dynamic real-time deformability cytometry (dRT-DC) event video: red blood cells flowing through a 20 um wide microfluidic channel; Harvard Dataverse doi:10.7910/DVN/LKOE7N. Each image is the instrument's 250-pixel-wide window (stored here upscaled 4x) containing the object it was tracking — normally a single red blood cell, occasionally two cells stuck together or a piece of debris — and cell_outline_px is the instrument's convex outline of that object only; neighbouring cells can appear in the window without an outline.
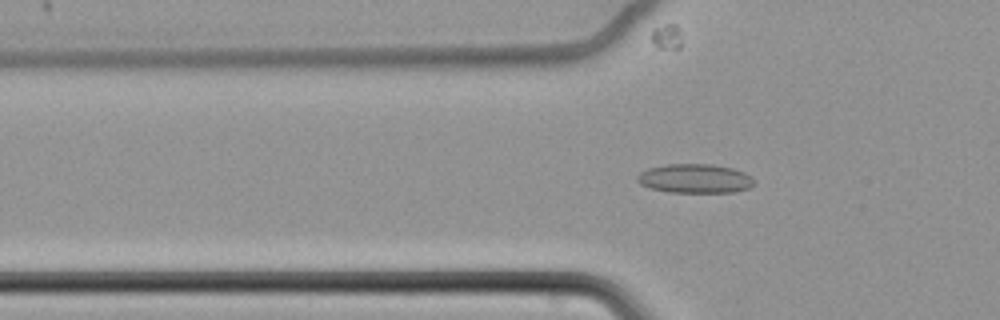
{"species": "common noctule bat (a hibernating species)", "species_latin": "Nyctalus noctula", "temperature_condition": "cold", "stored_images_in_passage": 64, "camera_frame_rate_fps": 3000, "um_per_image_px": 0.085, "animal": {"sex": "female", "body_mass_g": 22.7, "forearm_length_mm": 54.2}, "frame": {"image": 1, "passage_image": 23, "time_ms": 7.333, "image_size_px": [1000, 320], "cell_outline_px": [[756, 184], [748, 188], [736, 192], [668, 192], [648, 188], [640, 184], [636, 180], [636, 176], [640, 172], [648, 168], [664, 164], [712, 164], [732, 168], [744, 172]], "centroid_in_image_um": [59.02, 15.18], "position_along_channel_um": 66.8, "area_um2": 19.94}}
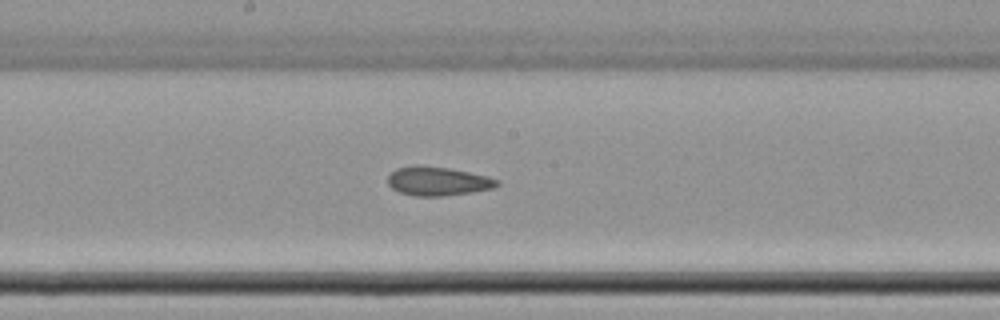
{"frame": {"image": 2, "passage_image": 36, "time_ms": 11.667, "image_size_px": [1000, 320], "cell_outline_px": [[500, 184], [492, 188], [472, 192], [444, 196], [416, 196], [400, 192], [392, 188], [388, 184], [388, 176], [396, 168], [412, 164], [420, 164], [448, 168], [488, 176], [500, 180]], "centroid_in_image_um": [37.2, 15.38], "position_along_channel_um": 211.0, "area_um2": 18.55}}
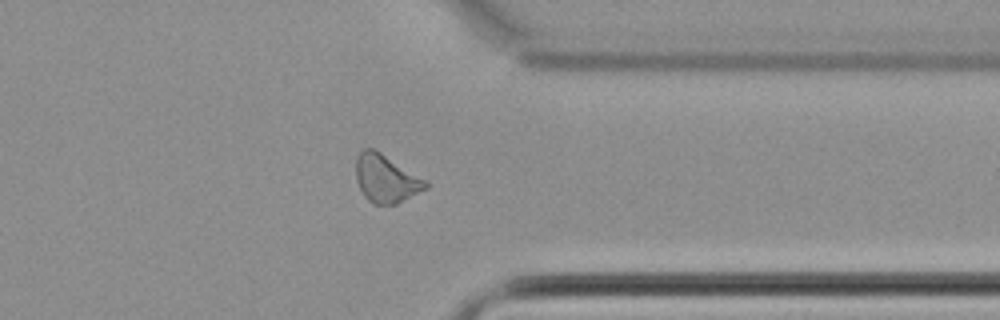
{"frame": {"image": 3, "passage_image": 51, "time_ms": 16.667, "image_size_px": [1000, 320], "cell_outline_px": [[428, 188], [396, 204], [376, 204], [368, 200], [364, 196], [356, 180], [356, 156], [364, 148], [372, 148], [380, 152], [428, 180]], "centroid_in_image_um": [32.82, 15.17], "position_along_channel_um": 378.6, "area_um2": 19.48}}